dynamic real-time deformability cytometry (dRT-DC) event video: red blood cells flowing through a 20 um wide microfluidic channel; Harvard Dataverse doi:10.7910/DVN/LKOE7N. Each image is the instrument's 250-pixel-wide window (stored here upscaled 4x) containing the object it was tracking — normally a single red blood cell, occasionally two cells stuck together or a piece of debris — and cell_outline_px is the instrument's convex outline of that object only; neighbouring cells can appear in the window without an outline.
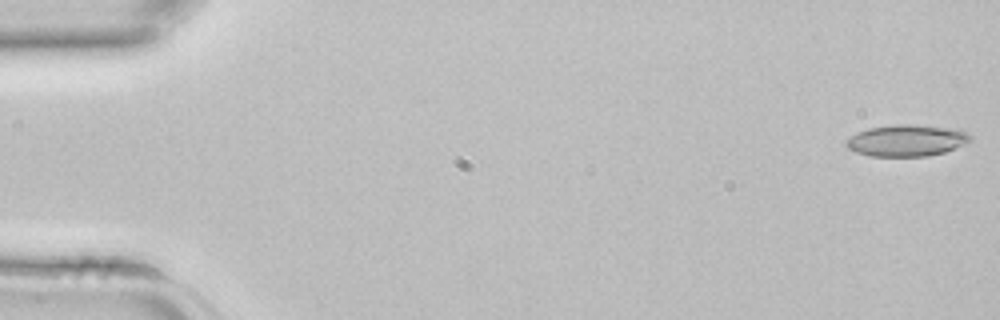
{"species": "common noctule bat (a hibernating species)", "species_latin": "Nyctalus noctula", "temperature_condition": "room temperature", "stored_images_in_passage": 4, "camera_frame_rate_fps": 3000, "um_per_image_px": 0.085, "animal": {"sex": "female", "body_mass_g": 22.7, "forearm_length_mm": 54.2}, "frame": {"image": 1, "passage_image": 1, "time_ms": 0.0, "image_size_px": [1000, 320], "cell_outline_px": [[972, 140], [964, 144], [944, 152], [928, 156], [872, 156], [856, 152], [848, 148], [844, 144], [856, 132], [868, 128], [892, 124], [912, 124], [956, 128], [968, 132], [972, 136]], "centroid_in_image_um": [77.09, 11.92], "position_along_channel_um": 7.9, "area_um2": 23.0}}
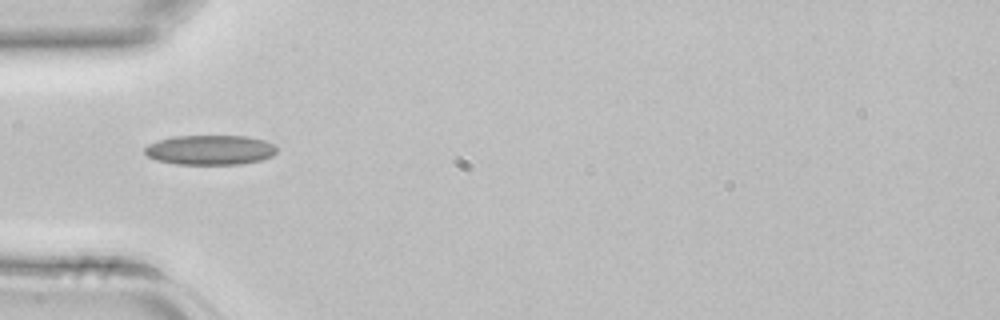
{"frame": {"image": 2, "passage_image": 4, "time_ms": 1.0, "image_size_px": [1000, 320], "cell_outline_px": [[276, 152], [272, 156], [260, 160], [240, 164], [176, 164], [156, 160], [148, 156], [144, 152], [144, 148], [148, 144], [156, 140], [176, 136], [248, 136], [264, 140], [272, 144], [276, 148]], "centroid_in_image_um": [17.83, 12.74], "position_along_channel_um": 67.2, "area_um2": 22.89}}